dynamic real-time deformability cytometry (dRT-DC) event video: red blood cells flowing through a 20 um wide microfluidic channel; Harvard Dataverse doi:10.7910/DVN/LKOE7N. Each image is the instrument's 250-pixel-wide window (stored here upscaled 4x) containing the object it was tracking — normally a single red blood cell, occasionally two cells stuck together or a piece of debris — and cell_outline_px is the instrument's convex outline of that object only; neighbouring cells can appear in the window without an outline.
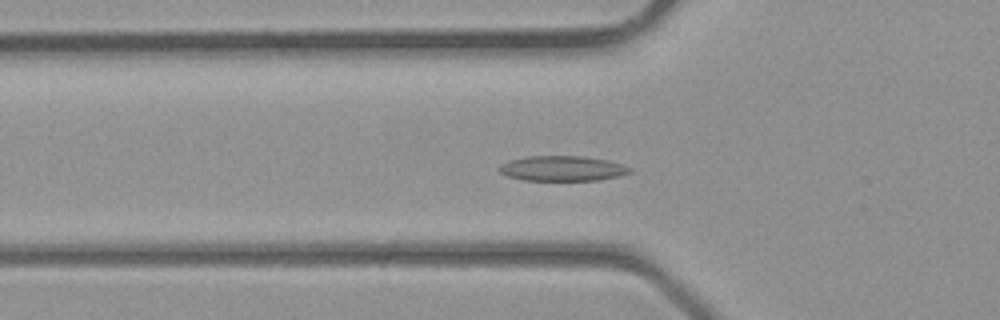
{"species": "common noctule bat (a hibernating species)", "species_latin": "Nyctalus noctula", "temperature_condition": "room temperature", "stored_images_in_passage": 40, "camera_frame_rate_fps": 3000, "um_per_image_px": 0.085, "animal": {"sex": "male", "body_mass_g": 23.1, "forearm_length_mm": 52.7}, "frame": {"image": 1, "passage_image": 14, "time_ms": 4.333, "image_size_px": [1000, 320], "cell_outline_px": [[632, 172], [620, 176], [600, 180], [524, 180], [508, 176], [500, 172], [500, 164], [508, 160], [528, 156], [584, 156], [608, 160], [632, 168]], "centroid_in_image_um": [47.82, 14.31], "position_along_channel_um": 78.0, "area_um2": 19.13}}
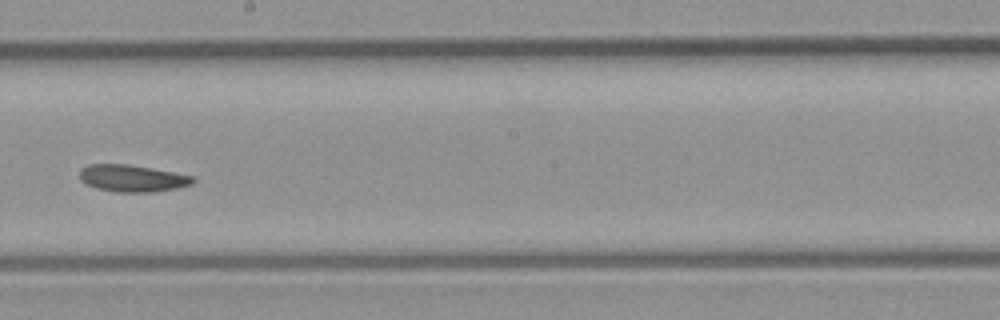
{"frame": {"image": 2, "passage_image": 23, "time_ms": 7.333, "image_size_px": [1000, 320], "cell_outline_px": [[196, 180], [192, 184], [176, 188], [152, 192], [116, 192], [96, 188], [80, 180], [80, 168], [88, 164], [128, 164], [152, 168], [196, 176]], "centroid_in_image_um": [11.26, 15.15], "position_along_channel_um": 236.9, "area_um2": 17.92}}
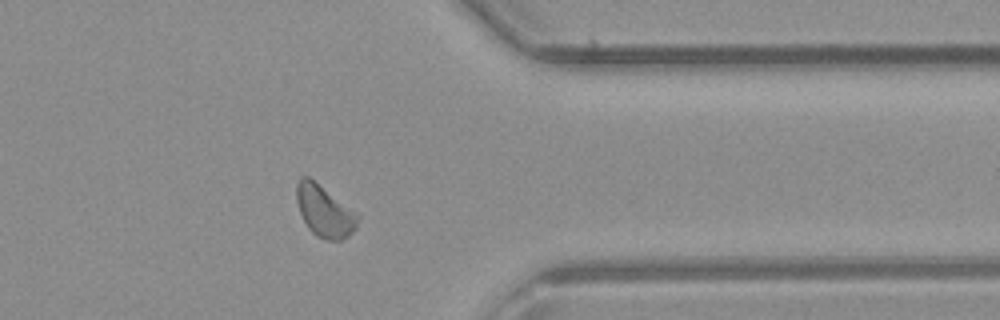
{"frame": {"image": 3, "passage_image": 32, "time_ms": 10.333, "image_size_px": [1000, 320], "cell_outline_px": [[360, 216], [356, 228], [348, 236], [340, 240], [324, 240], [316, 236], [308, 228], [300, 212], [296, 200], [296, 184], [300, 176], [308, 176]], "centroid_in_image_um": [27.56, 17.96], "position_along_channel_um": 383.8, "area_um2": 18.15}}